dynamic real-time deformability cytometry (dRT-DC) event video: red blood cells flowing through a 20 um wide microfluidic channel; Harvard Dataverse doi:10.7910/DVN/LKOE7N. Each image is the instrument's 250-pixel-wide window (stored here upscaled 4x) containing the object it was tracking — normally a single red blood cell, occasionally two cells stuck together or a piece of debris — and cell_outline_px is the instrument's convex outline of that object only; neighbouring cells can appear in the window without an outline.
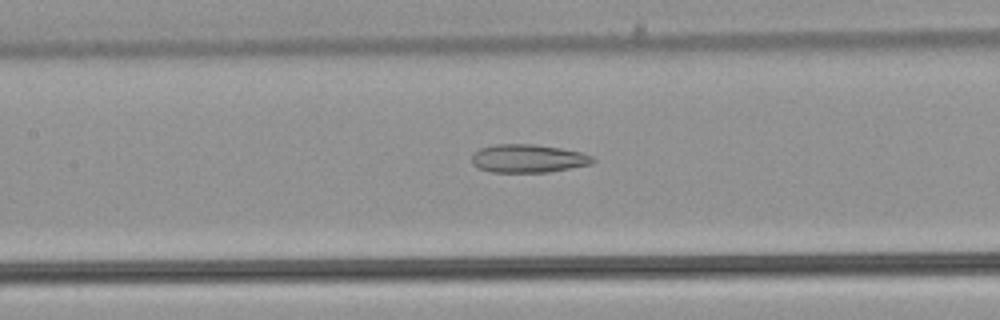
{"species": "common noctule bat (a hibernating species)", "species_latin": "Nyctalus noctula", "temperature_condition": "warm", "stored_images_in_passage": 43, "camera_frame_rate_fps": 3000, "um_per_image_px": 0.085, "animal": {"sex": "male", "body_mass_g": 21.5, "forearm_length_mm": 52.0}, "frame": {"image": 1, "passage_image": 16, "time_ms": 5.0, "image_size_px": [1000, 320], "cell_outline_px": [[596, 160], [592, 164], [548, 172], [492, 172], [480, 168], [472, 164], [472, 156], [480, 148], [496, 144], [532, 144], [560, 148], [580, 152], [592, 156]], "centroid_in_image_um": [44.9, 13.47], "position_along_channel_um": 162.5, "area_um2": 19.77}}
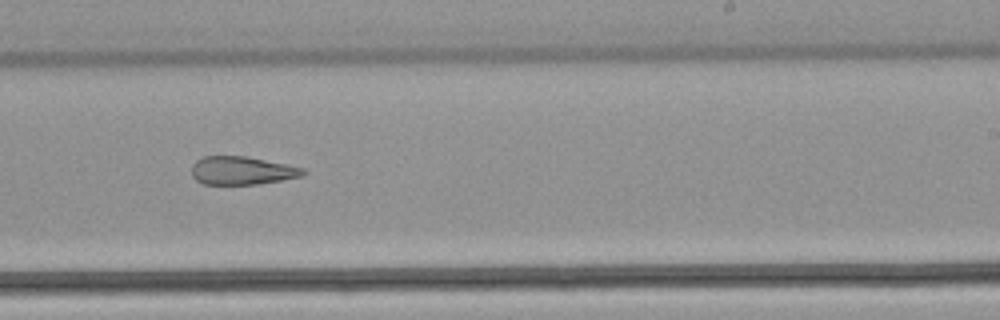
{"frame": {"image": 2, "passage_image": 24, "time_ms": 7.667, "image_size_px": [1000, 320], "cell_outline_px": [[304, 176], [256, 184], [204, 184], [196, 180], [192, 176], [192, 164], [196, 160], [204, 156], [244, 156], [304, 168]], "centroid_in_image_um": [20.52, 14.5], "position_along_channel_um": 268.5, "area_um2": 18.09}}
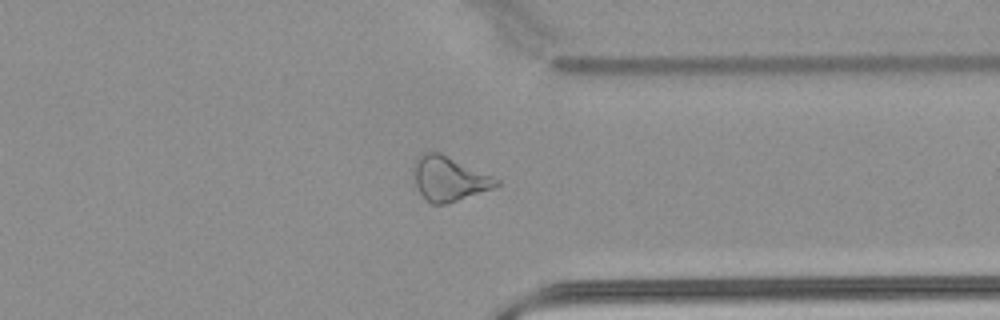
{"frame": {"image": 3, "passage_image": 32, "time_ms": 10.333, "image_size_px": [1000, 320], "cell_outline_px": [[500, 184], [492, 188], [448, 204], [432, 204], [420, 192], [416, 184], [412, 168], [416, 160], [424, 152], [440, 152], [500, 180]], "centroid_in_image_um": [38.15, 15.19], "position_along_channel_um": 373.2, "area_um2": 21.04}, "authors_computed_cell_mechanics": {"area_um2": 21.5016, "velocity_mm_per_s": 3.988, "shape_relaxation_time_tau1_ms": null, "shape_relaxation_time_tau2_ms": 7.4431, "deformation_change_tau1": null, "deformation_change_tau2": 0.1974}}